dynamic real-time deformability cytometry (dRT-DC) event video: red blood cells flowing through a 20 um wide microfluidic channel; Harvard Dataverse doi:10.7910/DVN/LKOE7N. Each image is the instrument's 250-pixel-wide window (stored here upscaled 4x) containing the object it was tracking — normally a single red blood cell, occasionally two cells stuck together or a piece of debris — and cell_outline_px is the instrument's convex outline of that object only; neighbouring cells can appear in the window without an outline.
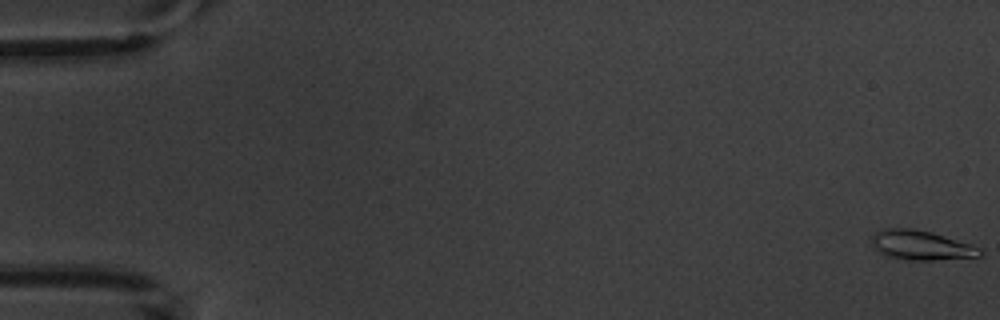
{"species": "common noctule bat (a hibernating species)", "species_latin": "Nyctalus noctula", "temperature_condition": "warm", "stored_images_in_passage": 9, "camera_frame_rate_fps": 3000, "um_per_image_px": 0.085, "animal": {"sex": "male", "body_mass_g": 20.1, "forearm_length_mm": 53.5}, "frame": {"image": 1, "passage_image": 1, "time_ms": 0.0, "image_size_px": [1000, 320], "cell_outline_px": [[984, 256], [932, 260], [908, 260], [884, 256], [872, 248], [872, 236], [880, 228], [912, 228], [932, 232], [972, 244], [980, 248], [984, 252]], "centroid_in_image_um": [78.28, 20.85], "position_along_channel_um": 6.7, "area_um2": 19.02}}
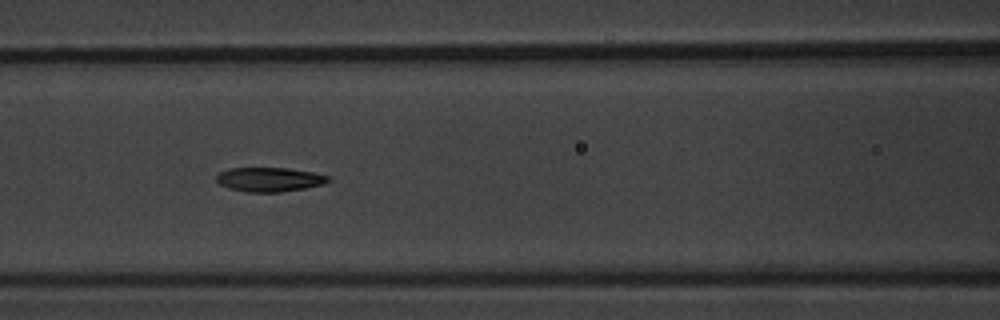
{"frame": {"image": 2, "passage_image": 8, "time_ms": 8.0, "image_size_px": [1000, 320], "cell_outline_px": [[332, 180], [324, 184], [304, 188], [280, 192], [248, 192], [228, 188], [220, 184], [216, 180], [216, 176], [220, 172], [228, 168], [288, 168], [312, 172], [332, 176]], "centroid_in_image_um": [22.93, 15.25], "position_along_channel_um": 143.7, "area_um2": 15.9}}
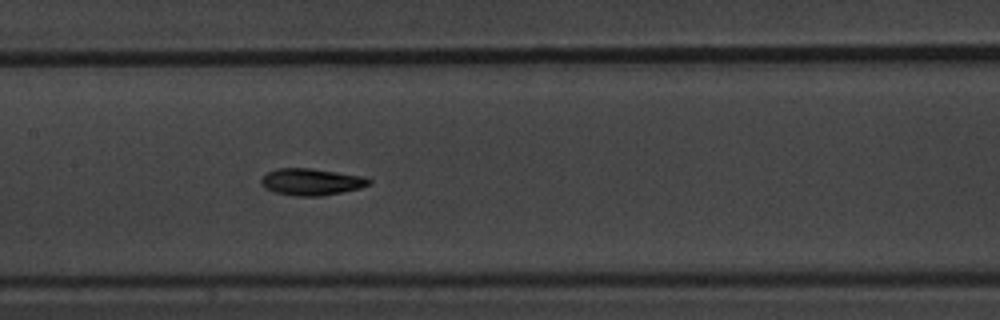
{"frame": {"image": 3, "passage_image": 9, "time_ms": 9.0, "image_size_px": [1000, 320], "cell_outline_px": [[372, 184], [360, 188], [324, 196], [296, 196], [276, 192], [264, 188], [260, 184], [260, 180], [268, 172], [276, 168], [312, 168], [368, 176], [372, 180]], "centroid_in_image_um": [26.53, 15.45], "position_along_channel_um": 180.9, "area_um2": 17.17}}